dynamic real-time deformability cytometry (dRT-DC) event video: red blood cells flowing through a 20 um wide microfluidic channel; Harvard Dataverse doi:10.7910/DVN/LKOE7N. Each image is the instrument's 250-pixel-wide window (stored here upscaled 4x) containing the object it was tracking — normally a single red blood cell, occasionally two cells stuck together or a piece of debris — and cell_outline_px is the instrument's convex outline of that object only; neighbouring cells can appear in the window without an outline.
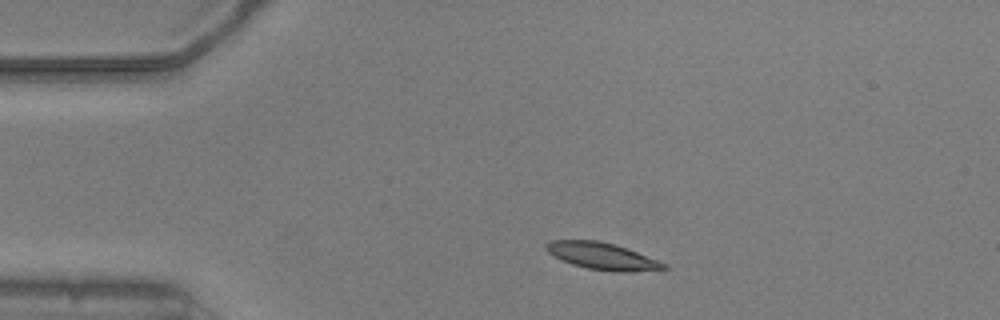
{"species": "common noctule bat (a hibernating species)", "species_latin": "Nyctalus noctula", "temperature_condition": "warm", "stored_images_in_passage": 49, "camera_frame_rate_fps": 3000, "um_per_image_px": 0.085, "animal": {"sex": "male", "body_mass_g": 20.5, "forearm_length_mm": 52.5}, "frame": {"image": 1, "passage_image": 6, "time_ms": 1.667, "image_size_px": [1000, 320], "cell_outline_px": [[668, 268], [664, 272], [612, 272], [588, 268], [572, 264], [552, 256], [544, 248], [544, 244], [548, 240], [600, 240], [616, 244], [668, 264]], "centroid_in_image_um": [51.26, 21.79], "position_along_channel_um": 33.7, "area_um2": 19.13}}
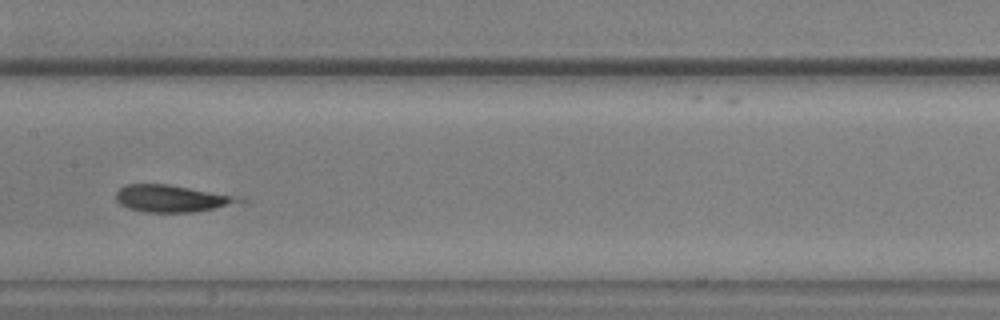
{"frame": {"image": 2, "passage_image": 22, "time_ms": 7.0, "image_size_px": [1000, 320], "cell_outline_px": [[248, 200], [244, 204], [192, 212], [144, 212], [128, 208], [120, 204], [116, 200], [116, 192], [124, 184], [168, 184], [248, 196]], "centroid_in_image_um": [14.81, 16.87], "position_along_channel_um": 192.6, "area_um2": 20.35}}
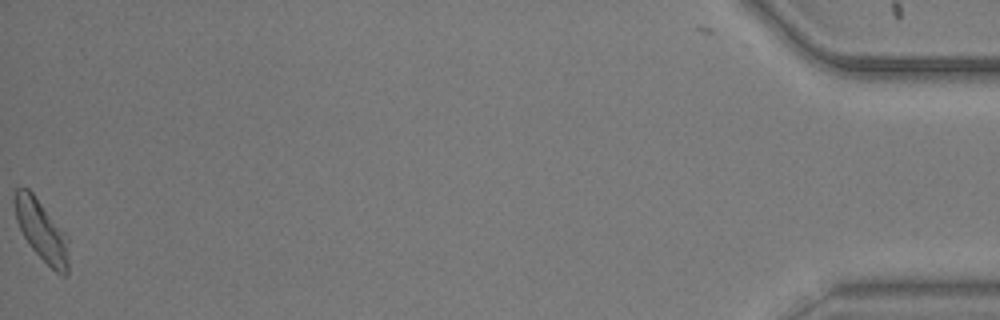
{"frame": {"image": 3, "passage_image": 49, "time_ms": 16.0, "image_size_px": [1000, 320], "cell_outline_px": [[68, 272], [64, 276], [56, 272], [32, 248], [24, 236], [16, 220], [12, 200], [16, 188], [28, 188], [32, 192], [68, 236]], "centroid_in_image_um": [3.52, 19.57], "position_along_channel_um": 431.7, "area_um2": 19.02}, "authors_computed_cell_mechanics": {"area_um2": 19.0162, "velocity_mm_per_s": 3.8072, "shape_relaxation_time_tau1_ms": null, "shape_relaxation_time_tau2_ms": 2.034, "deformation_change_tau1": null, "deformation_change_tau2": 0.1023}}